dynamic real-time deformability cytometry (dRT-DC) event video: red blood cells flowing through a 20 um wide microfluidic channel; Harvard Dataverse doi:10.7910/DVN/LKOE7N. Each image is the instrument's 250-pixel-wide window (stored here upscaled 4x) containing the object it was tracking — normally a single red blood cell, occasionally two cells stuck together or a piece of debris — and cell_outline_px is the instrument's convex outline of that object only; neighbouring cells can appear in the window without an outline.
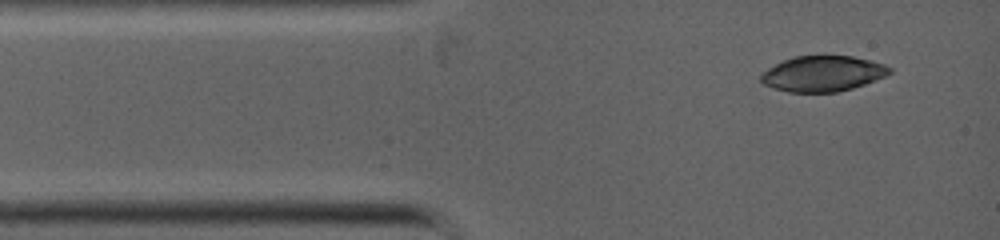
{"species": "common noctule bat (a hibernating species)", "species_latin": "Nyctalus noctula", "temperature_condition": "warm", "stored_images_in_passage": 2, "camera_frame_rate_fps": 5000, "um_per_image_px": 0.085, "animal": {"sex": "female", "body_mass_g": 19.0, "forearm_length_mm": 53.3}, "frame": {"image": 1, "passage_image": 2, "time_ms": 0.4, "image_size_px": [1000, 240], "cell_outline_px": [[892, 72], [884, 76], [864, 84], [852, 88], [836, 92], [788, 92], [764, 84], [760, 80], [760, 76], [768, 68], [792, 56], [852, 56], [884, 64], [892, 68]], "centroid_in_image_um": [69.93, 6.26], "position_along_channel_um": 15.1, "area_um2": 26.36}}